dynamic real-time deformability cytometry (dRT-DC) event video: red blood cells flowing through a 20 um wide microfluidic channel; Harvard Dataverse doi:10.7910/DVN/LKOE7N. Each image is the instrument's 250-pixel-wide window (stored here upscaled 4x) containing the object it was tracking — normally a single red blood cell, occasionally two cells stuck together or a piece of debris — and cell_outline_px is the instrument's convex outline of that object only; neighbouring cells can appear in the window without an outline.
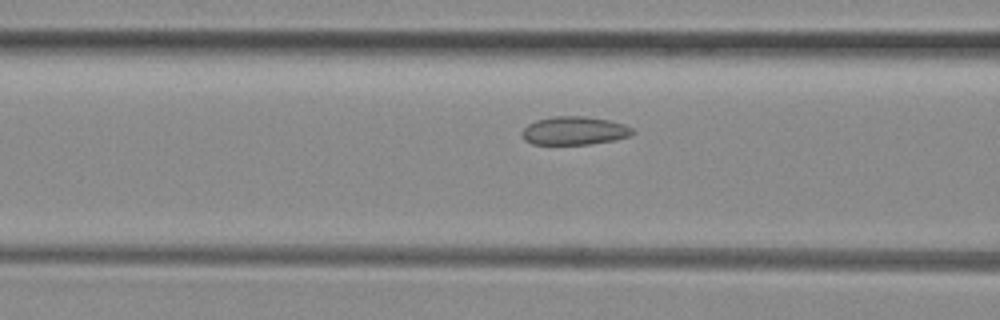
{"species": "common noctule bat (a hibernating species)", "species_latin": "Nyctalus noctula", "temperature_condition": "room temperature", "stored_images_in_passage": 52, "camera_frame_rate_fps": 3000, "um_per_image_px": 0.085, "animal": {"sex": "female", "body_mass_g": 29.2, "forearm_length_mm": 56.3}, "frame": {"image": 1, "passage_image": 20, "time_ms": 6.333, "image_size_px": [1000, 320], "cell_outline_px": [[636, 132], [632, 136], [612, 140], [588, 144], [532, 144], [524, 140], [520, 132], [528, 124], [536, 120], [552, 116], [584, 116], [608, 120], [624, 124], [632, 128]], "centroid_in_image_um": [48.81, 11.11], "position_along_channel_um": 117.8, "area_um2": 18.32}}
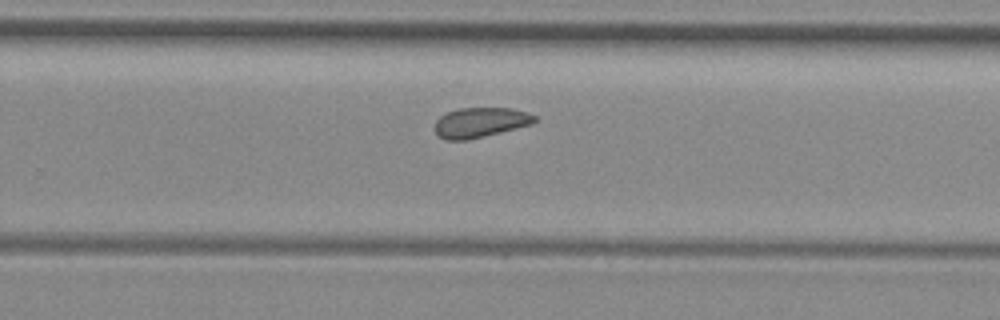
{"frame": {"image": 2, "passage_image": 33, "time_ms": 10.667, "image_size_px": [1000, 320], "cell_outline_px": [[540, 120], [532, 124], [468, 140], [444, 140], [436, 132], [436, 120], [440, 116], [448, 112], [460, 108], [512, 108], [528, 112], [536, 116]], "centroid_in_image_um": [40.87, 10.4], "position_along_channel_um": 288.9, "area_um2": 17.4}}
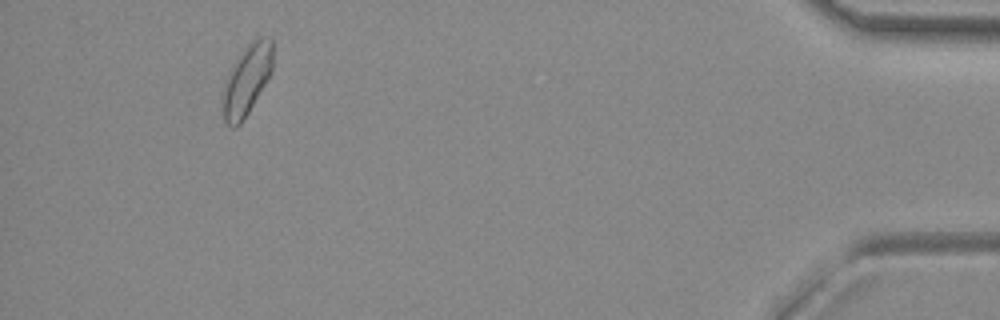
{"frame": {"image": 3, "passage_image": 48, "time_ms": 15.667, "image_size_px": [1000, 320], "cell_outline_px": [[272, 72], [248, 112], [240, 124], [236, 128], [228, 128], [224, 124], [224, 92], [228, 72], [232, 64], [248, 44], [252, 40], [260, 36], [272, 36]], "centroid_in_image_um": [21.0, 6.78], "position_along_channel_um": 414.2, "area_um2": 20.35}, "authors_computed_cell_mechanics": {"area_um2": 18.6116, "velocity_mm_per_s": 3.9587, "shape_relaxation_time_tau1_ms": null, "shape_relaxation_time_tau2_ms": 2.5351, "deformation_change_tau1": null, "deformation_change_tau2": 0.0686}}